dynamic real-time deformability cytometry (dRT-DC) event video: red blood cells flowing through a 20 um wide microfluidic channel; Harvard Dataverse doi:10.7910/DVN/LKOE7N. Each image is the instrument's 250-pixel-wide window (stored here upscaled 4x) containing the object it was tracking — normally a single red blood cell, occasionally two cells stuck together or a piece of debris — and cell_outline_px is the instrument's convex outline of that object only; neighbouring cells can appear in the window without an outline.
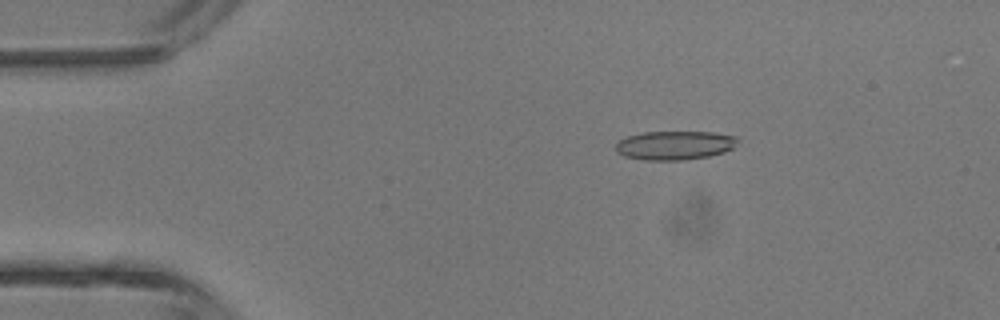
{"species": "common noctule bat (a hibernating species)", "species_latin": "Nyctalus noctula", "temperature_condition": "room temperature", "stored_images_in_passage": 4, "camera_frame_rate_fps": 3000, "um_per_image_px": 0.085, "animal": {"sex": "male", "body_mass_g": 13.3}, "frame": {"image": 1, "passage_image": 3, "time_ms": 2.333, "image_size_px": [1000, 320], "cell_outline_px": [[740, 140], [732, 148], [724, 152], [708, 156], [684, 160], [644, 160], [624, 156], [616, 152], [616, 140], [628, 136], [644, 132], [716, 132], [740, 136]], "centroid_in_image_um": [57.37, 12.34], "position_along_channel_um": 27.6, "area_um2": 20.81}}
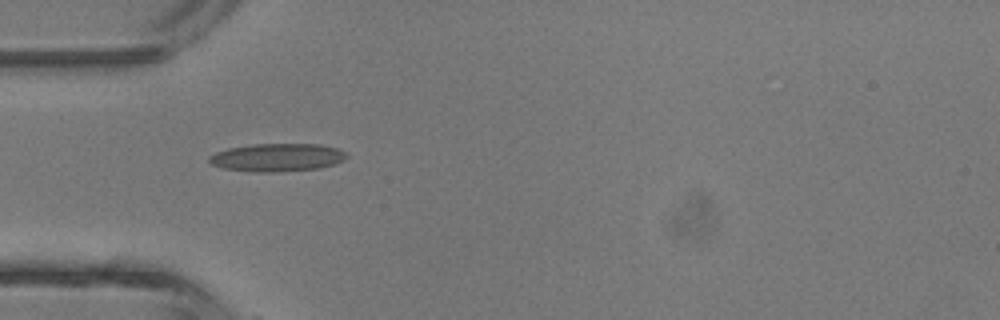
{"frame": {"image": 2, "passage_image": 4, "time_ms": 4.333, "image_size_px": [1000, 320], "cell_outline_px": [[348, 156], [344, 160], [320, 168], [276, 172], [252, 172], [224, 168], [212, 164], [208, 160], [208, 156], [216, 152], [228, 148], [252, 144], [320, 144], [336, 148], [348, 152]], "centroid_in_image_um": [23.57, 13.38], "position_along_channel_um": 61.4, "area_um2": 22.48}}